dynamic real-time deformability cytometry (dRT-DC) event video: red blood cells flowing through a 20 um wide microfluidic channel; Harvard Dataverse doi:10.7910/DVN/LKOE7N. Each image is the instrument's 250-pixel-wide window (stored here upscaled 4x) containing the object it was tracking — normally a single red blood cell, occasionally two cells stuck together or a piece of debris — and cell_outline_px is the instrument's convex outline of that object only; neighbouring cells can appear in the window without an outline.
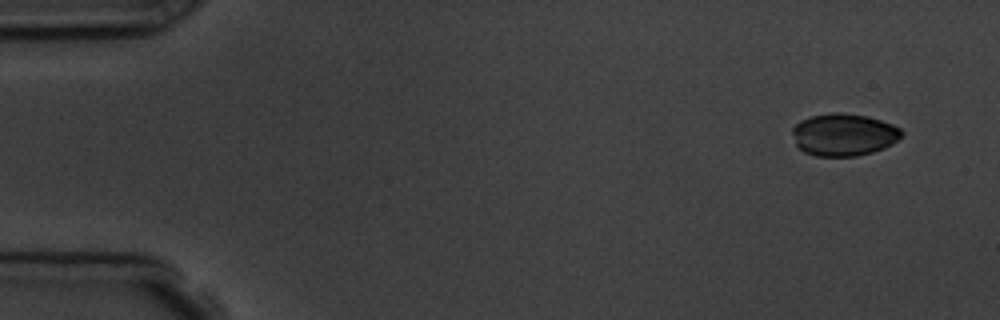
{"species": "common noctule bat (a hibernating species)", "species_latin": "Nyctalus noctula", "temperature_condition": "room temperature", "stored_images_in_passage": 10, "camera_frame_rate_fps": 3000, "um_per_image_px": 0.085, "animal": {"sex": "male", "body_mass_g": 19.5, "forearm_length_mm": 54.6}, "frame": {"image": 1, "passage_image": 1, "time_ms": 0.0, "image_size_px": [1000, 320], "cell_outline_px": [[904, 132], [892, 144], [884, 148], [872, 152], [856, 156], [816, 156], [804, 152], [796, 144], [792, 132], [792, 128], [800, 120], [808, 116], [832, 112], [840, 112], [868, 116], [892, 124], [900, 128]], "centroid_in_image_um": [71.7, 11.43], "position_along_channel_um": 13.3, "area_um2": 27.05}}
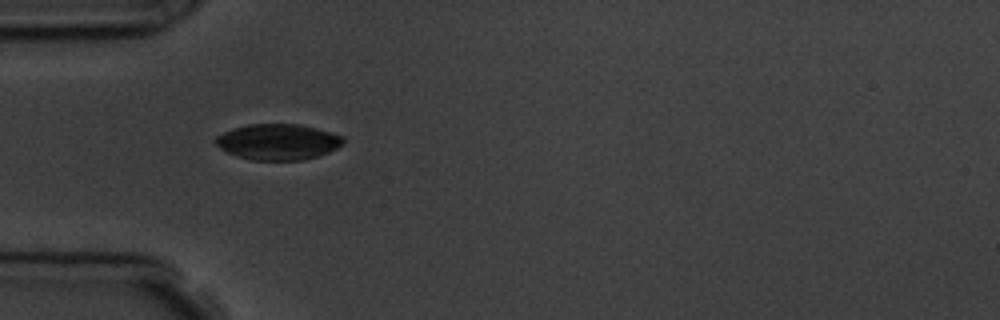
{"frame": {"image": 2, "passage_image": 4, "time_ms": 4.333, "image_size_px": [1000, 320], "cell_outline_px": [[344, 144], [328, 152], [304, 160], [252, 160], [236, 156], [220, 148], [212, 140], [216, 136], [232, 128], [248, 124], [300, 124], [316, 128], [344, 136]], "centroid_in_image_um": [23.61, 12.05], "position_along_channel_um": 61.4, "area_um2": 26.76}}